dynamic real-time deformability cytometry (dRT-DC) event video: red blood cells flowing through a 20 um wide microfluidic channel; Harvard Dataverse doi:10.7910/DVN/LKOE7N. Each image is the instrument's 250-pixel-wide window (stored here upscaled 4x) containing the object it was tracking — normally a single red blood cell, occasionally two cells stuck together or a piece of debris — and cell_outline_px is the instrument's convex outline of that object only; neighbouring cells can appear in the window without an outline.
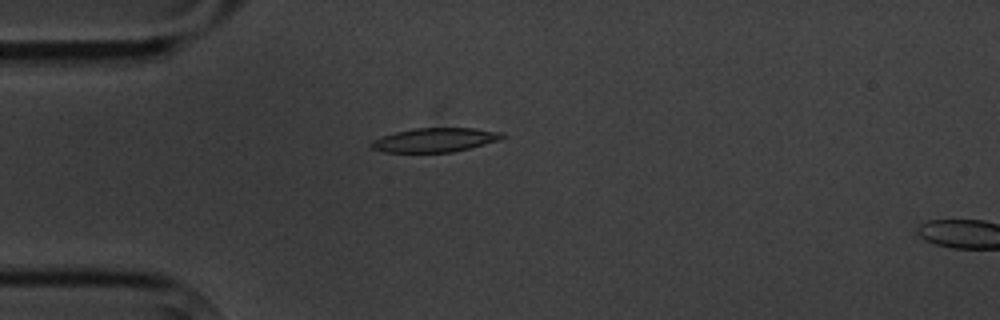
{"species": "common noctule bat (a hibernating species)", "species_latin": "Nyctalus noctula", "temperature_condition": "cold", "stored_images_in_passage": 5, "camera_frame_rate_fps": 3000, "um_per_image_px": 0.085, "animal": {"sex": "male", "body_mass_g": 20.1, "forearm_length_mm": 53.5}, "frame": {"image": 1, "passage_image": 4, "time_ms": 3.667, "image_size_px": [1000, 320], "cell_outline_px": [[508, 136], [496, 140], [468, 148], [452, 152], [384, 152], [372, 148], [368, 144], [372, 140], [396, 132], [416, 128], [476, 128], [504, 132]], "centroid_in_image_um": [36.97, 11.89], "position_along_channel_um": 48.0, "area_um2": 18.21}}